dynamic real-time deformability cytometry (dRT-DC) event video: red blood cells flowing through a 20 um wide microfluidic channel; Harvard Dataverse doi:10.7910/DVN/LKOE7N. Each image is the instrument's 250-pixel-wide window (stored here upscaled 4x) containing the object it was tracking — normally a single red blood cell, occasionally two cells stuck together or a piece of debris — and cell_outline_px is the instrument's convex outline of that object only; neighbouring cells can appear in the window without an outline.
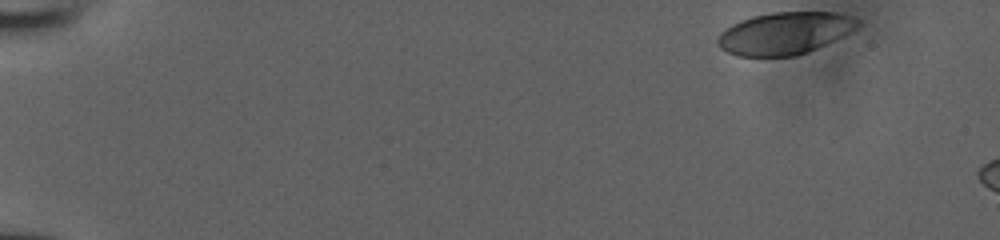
{"species": "human", "species_latin": "Homo sapiens", "temperature_condition": "room temperature", "stored_images_in_passage": 42, "camera_frame_rate_fps": 3000, "um_per_image_px": 0.085, "donor": {"sex": "male"}, "frame": {"image": 1, "passage_image": 1, "time_ms": 0.0, "image_size_px": [1000, 240], "cell_outline_px": [[860, 24], [856, 28], [816, 48], [796, 56], [736, 56], [720, 48], [716, 40], [720, 32], [724, 28], [740, 20], [752, 16], [772, 12], [836, 12], [852, 16], [860, 20]], "centroid_in_image_um": [66.65, 2.81], "position_along_channel_um": 18.4, "area_um2": 34.33}}
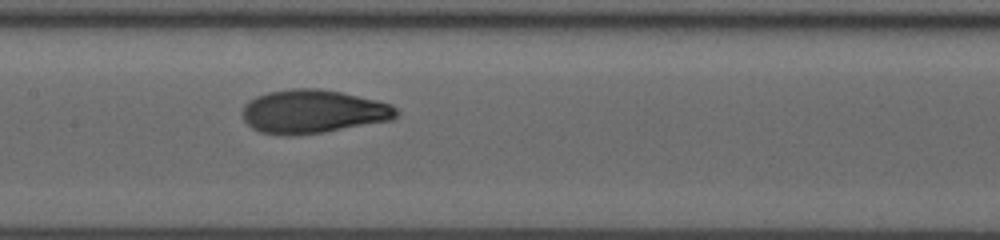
{"frame": {"image": 2, "passage_image": 24, "time_ms": 7.667, "image_size_px": [1000, 240], "cell_outline_px": [[400, 112], [392, 120], [324, 132], [292, 136], [284, 136], [260, 132], [252, 128], [244, 120], [240, 112], [244, 104], [248, 100], [256, 96], [268, 92], [292, 88], [320, 88], [340, 92], [376, 100], [392, 104]], "centroid_in_image_um": [26.57, 9.48], "position_along_channel_um": 180.8, "area_um2": 39.42}}
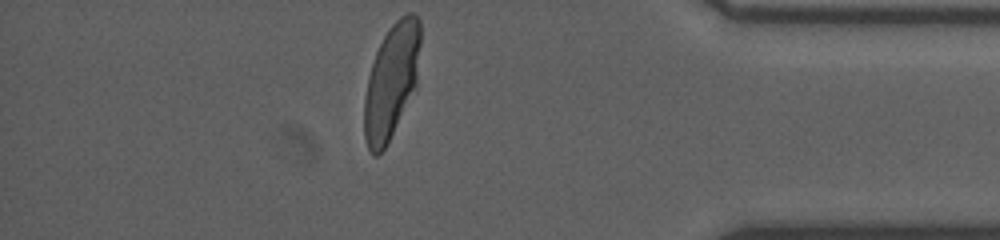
{"frame": {"image": 3, "passage_image": 42, "time_ms": 13.667, "image_size_px": [1000, 240], "cell_outline_px": [[420, 44], [416, 88], [384, 148], [376, 156], [372, 156], [368, 148], [364, 136], [364, 96], [368, 76], [376, 52], [388, 28], [400, 16], [408, 12], [412, 12], [420, 20]], "centroid_in_image_um": [33.26, 6.87], "position_along_channel_um": 401.9, "area_um2": 37.34}}